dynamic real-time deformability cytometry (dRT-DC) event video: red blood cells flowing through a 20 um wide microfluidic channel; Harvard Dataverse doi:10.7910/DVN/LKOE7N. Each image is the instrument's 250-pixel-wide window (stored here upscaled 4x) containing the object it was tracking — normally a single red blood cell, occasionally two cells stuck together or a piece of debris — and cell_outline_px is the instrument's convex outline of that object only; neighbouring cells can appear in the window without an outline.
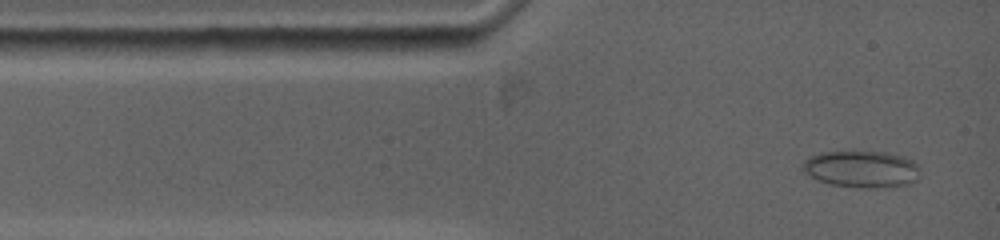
{"species": "common noctule bat (a hibernating species)", "species_latin": "Nyctalus noctula", "temperature_condition": "warm", "stored_images_in_passage": 60, "camera_frame_rate_fps": 5000, "um_per_image_px": 0.085, "animal": {"sex": "female", "body_mass_g": 19.0, "forearm_length_mm": 53.3}, "frame": {"image": 1, "passage_image": 2, "time_ms": 0.2, "image_size_px": [1000, 240], "cell_outline_px": [[916, 180], [912, 184], [868, 188], [864, 188], [832, 184], [820, 180], [804, 172], [800, 168], [812, 156], [820, 152], [888, 152], [904, 156], [912, 160], [916, 164]], "centroid_in_image_um": [73.25, 14.37], "position_along_channel_um": 11.8, "area_um2": 24.62}}
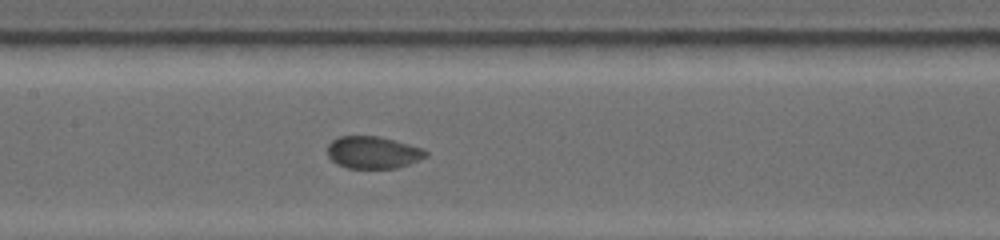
{"frame": {"image": 2, "passage_image": 27, "time_ms": 5.2, "image_size_px": [1000, 240], "cell_outline_px": [[428, 156], [408, 164], [396, 168], [348, 168], [332, 160], [328, 156], [328, 144], [332, 140], [340, 136], [376, 136], [392, 140], [420, 148], [428, 152]], "centroid_in_image_um": [31.68, 12.96], "position_along_channel_um": 175.7, "area_um2": 18.09}}
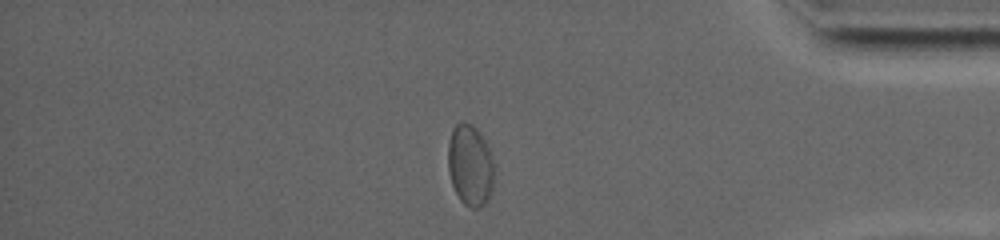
{"frame": {"image": 3, "passage_image": 49, "time_ms": 9.6, "image_size_px": [1000, 240], "cell_outline_px": [[492, 188], [488, 200], [480, 208], [472, 208], [464, 204], [460, 200], [452, 184], [448, 168], [448, 144], [452, 128], [460, 120], [464, 120], [472, 124], [480, 132], [488, 148], [492, 160]], "centroid_in_image_um": [39.93, 14.02], "position_along_channel_um": 395.3, "area_um2": 21.79}}